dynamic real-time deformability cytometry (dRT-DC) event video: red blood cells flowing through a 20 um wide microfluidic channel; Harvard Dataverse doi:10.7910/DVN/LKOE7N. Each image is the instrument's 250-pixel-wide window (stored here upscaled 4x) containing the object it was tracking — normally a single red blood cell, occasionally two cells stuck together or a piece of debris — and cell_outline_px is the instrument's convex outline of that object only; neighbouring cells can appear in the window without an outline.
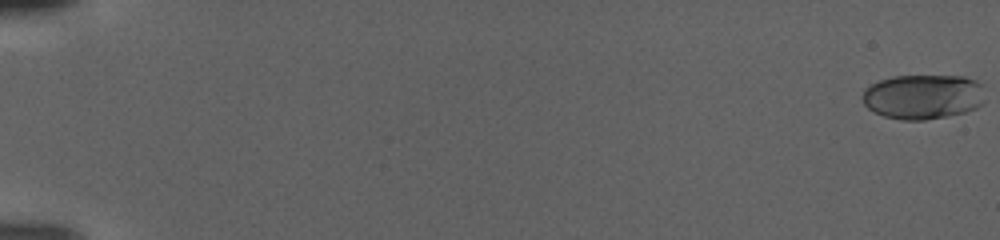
{"species": "human", "species_latin": "Homo sapiens", "temperature_condition": "warm", "stored_images_in_passage": 111, "camera_frame_rate_fps": 3000, "um_per_image_px": 0.085, "donor": {"sex": "female"}, "frame": {"image": 1, "passage_image": 1, "time_ms": 0.0, "image_size_px": [1000, 240], "cell_outline_px": [[984, 104], [976, 108], [964, 112], [924, 120], [900, 120], [884, 116], [872, 112], [864, 104], [860, 96], [864, 88], [880, 80], [892, 76], [964, 76], [976, 80], [980, 84], [984, 100]], "centroid_in_image_um": [78.41, 8.22], "position_along_channel_um": 6.6, "area_um2": 32.19}}
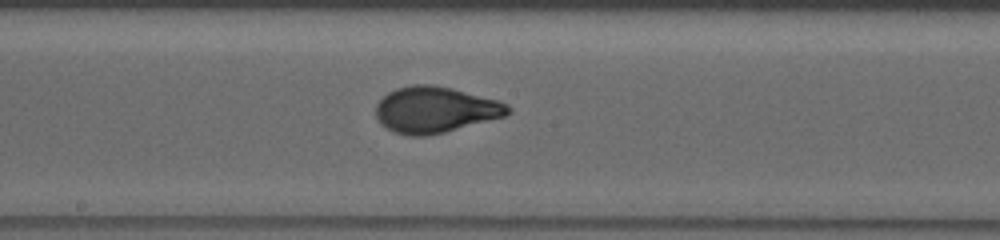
{"frame": {"image": 2, "passage_image": 64, "time_ms": 21.0, "image_size_px": [1000, 240], "cell_outline_px": [[512, 112], [504, 116], [444, 132], [428, 136], [408, 136], [396, 132], [380, 124], [376, 116], [376, 104], [388, 92], [396, 88], [412, 84], [432, 84], [452, 88], [500, 100], [508, 104], [512, 108]], "centroid_in_image_um": [37.0, 9.31], "position_along_channel_um": 211.2, "area_um2": 35.6}}
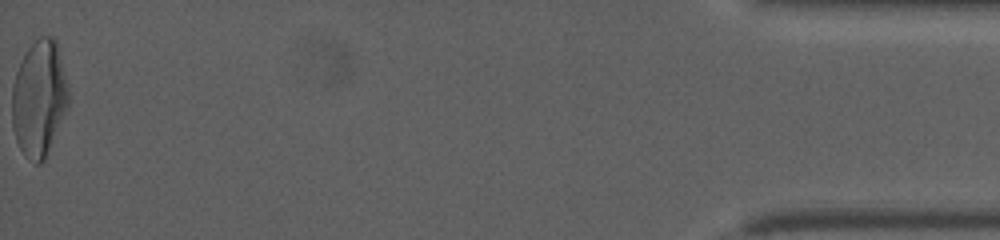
{"frame": {"image": 3, "passage_image": 111, "time_ms": 36.667, "image_size_px": [1000, 240], "cell_outline_px": [[68, 108], [44, 160], [40, 164], [36, 164], [28, 160], [20, 148], [16, 140], [12, 128], [12, 84], [16, 72], [24, 52], [40, 36], [52, 36], [56, 40], [68, 88]], "centroid_in_image_um": [3.31, 8.38], "position_along_channel_um": 431.9, "area_um2": 38.26}}